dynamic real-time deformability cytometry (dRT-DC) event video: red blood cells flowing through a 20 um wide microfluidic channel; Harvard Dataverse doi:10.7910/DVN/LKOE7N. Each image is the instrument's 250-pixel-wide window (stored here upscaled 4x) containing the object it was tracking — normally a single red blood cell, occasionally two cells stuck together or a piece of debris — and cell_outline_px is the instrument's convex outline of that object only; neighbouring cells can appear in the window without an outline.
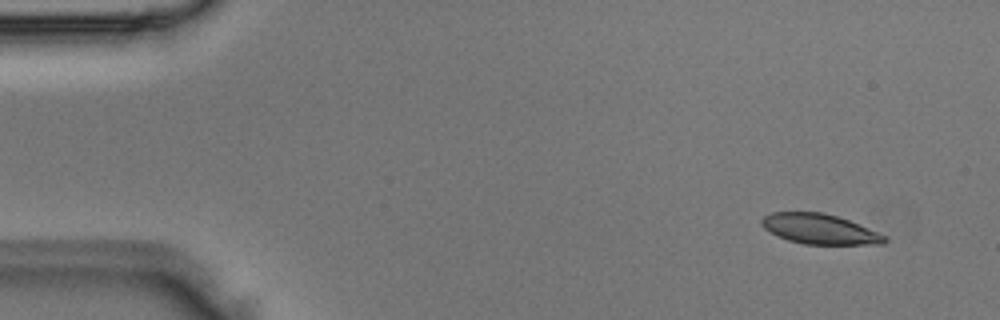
{"species": "Egyptian fruit bat (a non-hibernating species)", "species_latin": "Rousettus aegyptiacus", "temperature_condition": "room temperature", "stored_images_in_passage": 5, "segment_of_instrument_passage": [2, 2], "camera_frame_rate_fps": 3000, "um_per_image_px": 0.085, "animal": {"sex": "male"}, "frame": {"image": 1, "passage_image": 5, "time_ms": 1.333, "image_size_px": [1000, 320], "cell_outline_px": [[888, 240], [884, 244], [804, 244], [788, 240], [764, 228], [760, 224], [760, 220], [764, 216], [772, 212], [824, 212], [848, 220], [888, 236]], "centroid_in_image_um": [69.69, 19.46], "position_along_channel_um": 15.3, "area_um2": 21.44}}